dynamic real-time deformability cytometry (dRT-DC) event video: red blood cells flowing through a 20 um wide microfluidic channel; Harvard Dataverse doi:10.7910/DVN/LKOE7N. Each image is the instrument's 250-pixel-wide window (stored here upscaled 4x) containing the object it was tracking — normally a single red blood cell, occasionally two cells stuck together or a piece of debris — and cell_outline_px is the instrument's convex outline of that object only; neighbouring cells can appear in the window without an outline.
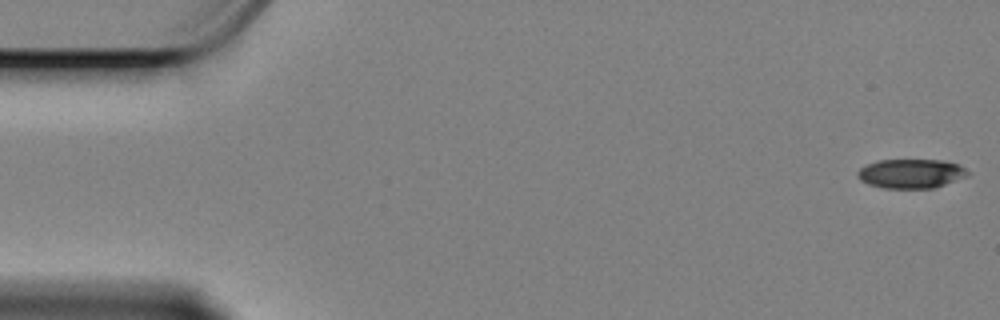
{"species": "Egyptian fruit bat (a non-hibernating species)", "species_latin": "Rousettus aegyptiacus", "temperature_condition": "cold", "stored_images_in_passage": 37, "camera_frame_rate_fps": 3000, "um_per_image_px": 0.085, "animal": {"sex": "female"}, "frame": {"image": 1, "passage_image": 1, "time_ms": 0.0, "image_size_px": [1000, 320], "cell_outline_px": [[968, 172], [964, 176], [944, 184], [932, 188], [884, 188], [868, 184], [860, 180], [856, 176], [856, 172], [860, 168], [868, 164], [880, 160], [940, 160], [960, 164]], "centroid_in_image_um": [77.37, 14.75], "position_along_channel_um": 7.6, "area_um2": 18.5}}
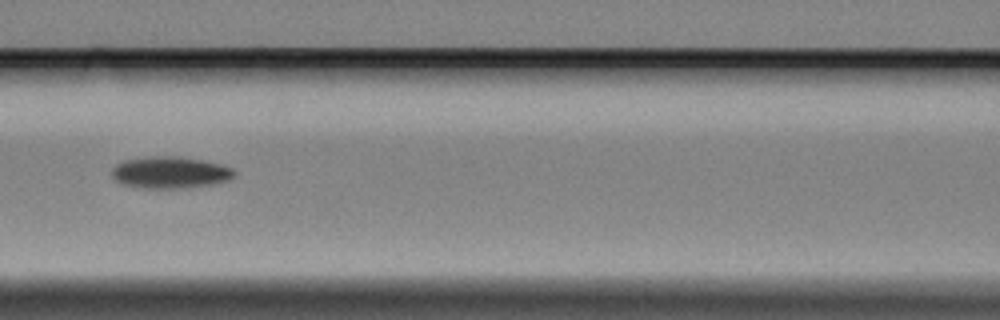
{"frame": {"image": 2, "passage_image": 25, "time_ms": 8.0, "image_size_px": [1000, 320], "cell_outline_px": [[236, 172], [228, 180], [212, 184], [188, 188], [140, 188], [120, 184], [112, 176], [112, 168], [116, 164], [124, 160], [152, 156], [172, 156], [200, 160], [220, 164], [232, 168]], "centroid_in_image_um": [14.42, 14.67], "position_along_channel_um": 152.2, "area_um2": 22.6}}
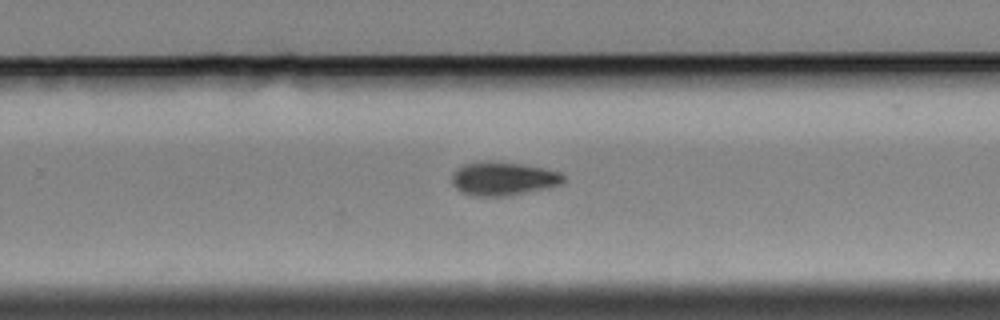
{"frame": {"image": 3, "passage_image": 37, "time_ms": 12.0, "image_size_px": [1000, 320], "cell_outline_px": [[564, 184], [552, 188], [508, 196], [472, 196], [460, 192], [452, 184], [452, 172], [456, 168], [464, 164], [488, 160], [520, 164], [560, 172], [564, 176]], "centroid_in_image_um": [42.77, 15.2], "position_along_channel_um": 287.0, "area_um2": 22.2}}